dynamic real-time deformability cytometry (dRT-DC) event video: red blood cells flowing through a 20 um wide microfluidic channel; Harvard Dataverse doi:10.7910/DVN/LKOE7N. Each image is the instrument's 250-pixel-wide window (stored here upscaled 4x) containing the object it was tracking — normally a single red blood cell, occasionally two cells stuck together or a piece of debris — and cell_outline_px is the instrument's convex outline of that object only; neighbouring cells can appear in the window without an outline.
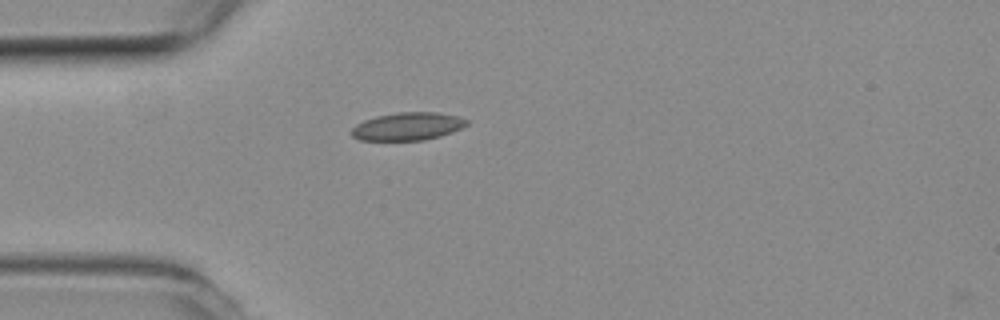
{"species": "common noctule bat (a hibernating species)", "species_latin": "Nyctalus noctula", "temperature_condition": "room temperature", "stored_images_in_passage": 2, "camera_frame_rate_fps": 3000, "um_per_image_px": 0.085, "animal": {"sex": "female", "body_mass_g": 19.3, "forearm_length_mm": 54.1}, "frame": {"image": 1, "passage_image": 1, "time_ms": 0.0, "image_size_px": [1000, 320], "cell_outline_px": [[468, 124], [452, 132], [440, 136], [424, 140], [360, 140], [352, 136], [352, 128], [356, 124], [364, 120], [376, 116], [396, 112], [436, 112], [456, 116], [468, 120]], "centroid_in_image_um": [34.64, 10.74], "position_along_channel_um": 50.4, "area_um2": 18.61}}